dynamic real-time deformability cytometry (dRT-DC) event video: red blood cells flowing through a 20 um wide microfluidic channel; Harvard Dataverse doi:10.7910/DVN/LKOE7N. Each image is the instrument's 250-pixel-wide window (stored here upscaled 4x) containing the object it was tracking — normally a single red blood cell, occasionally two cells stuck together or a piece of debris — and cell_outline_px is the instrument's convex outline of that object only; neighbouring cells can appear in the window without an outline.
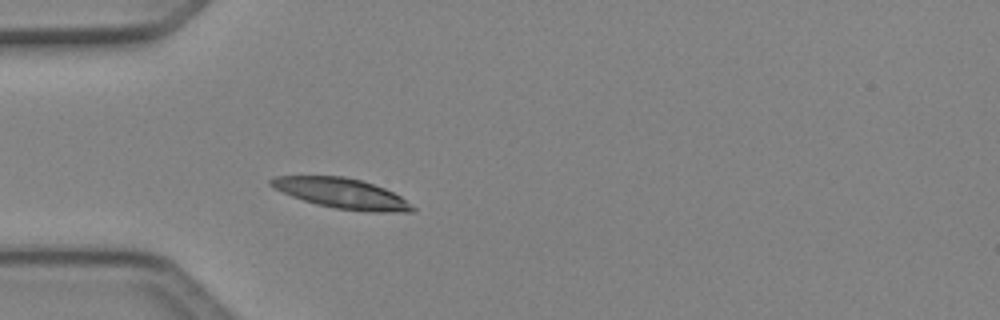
{"species": "Egyptian fruit bat (a non-hibernating species)", "species_latin": "Rousettus aegyptiacus", "temperature_condition": "cold", "stored_images_in_passage": 5, "camera_frame_rate_fps": 3000, "um_per_image_px": 0.085, "animal": {"sex": "female"}, "frame": {"image": 1, "passage_image": 5, "time_ms": 1.333, "image_size_px": [1000, 320], "cell_outline_px": [[416, 208], [412, 212], [372, 212], [336, 208], [316, 204], [292, 196], [268, 184], [268, 180], [276, 176], [344, 176], [360, 180], [384, 188], [400, 196]], "centroid_in_image_um": [29.06, 16.44], "position_along_channel_um": 55.9, "area_um2": 24.57}}